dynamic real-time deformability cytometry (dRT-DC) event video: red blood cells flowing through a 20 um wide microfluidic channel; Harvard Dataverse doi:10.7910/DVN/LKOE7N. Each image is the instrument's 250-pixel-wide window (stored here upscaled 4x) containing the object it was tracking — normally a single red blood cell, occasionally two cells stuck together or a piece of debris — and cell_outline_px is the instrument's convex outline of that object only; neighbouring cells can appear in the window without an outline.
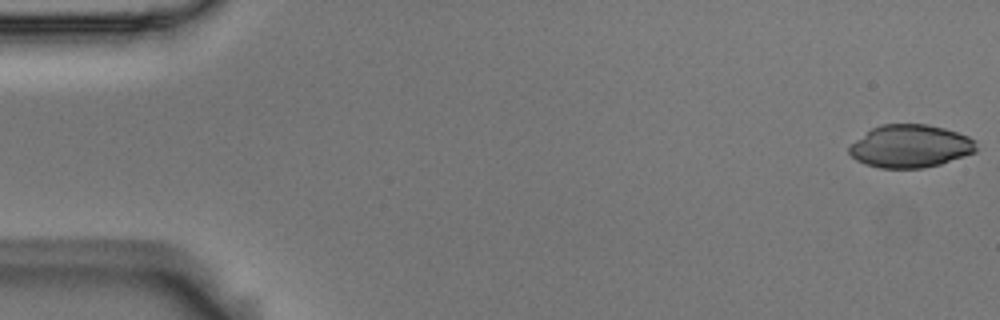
{"species": "Egyptian fruit bat (a non-hibernating species)", "species_latin": "Rousettus aegyptiacus", "temperature_condition": "room temperature", "stored_images_in_passage": 13, "camera_frame_rate_fps": 3000, "um_per_image_px": 0.085, "animal": {"sex": "male"}, "frame": {"image": 1, "passage_image": 1, "time_ms": 0.0, "image_size_px": [1000, 320], "cell_outline_px": [[976, 152], [940, 164], [924, 168], [880, 168], [864, 164], [856, 160], [848, 152], [848, 148], [856, 140], [872, 128], [880, 124], [928, 124], [944, 128], [968, 136], [976, 140]], "centroid_in_image_um": [77.38, 12.43], "position_along_channel_um": 7.6, "area_um2": 31.73}}